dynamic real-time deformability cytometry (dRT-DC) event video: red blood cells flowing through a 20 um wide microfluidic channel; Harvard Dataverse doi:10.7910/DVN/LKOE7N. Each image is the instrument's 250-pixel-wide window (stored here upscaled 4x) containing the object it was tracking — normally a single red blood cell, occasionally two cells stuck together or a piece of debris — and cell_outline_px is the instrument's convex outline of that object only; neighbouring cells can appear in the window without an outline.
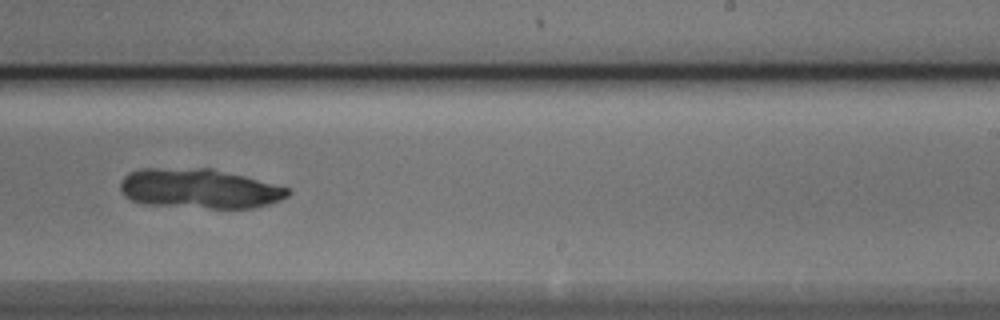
{"species": "Egyptian fruit bat (a non-hibernating species)", "species_latin": "Rousettus aegyptiacus", "temperature_condition": "cold", "stored_images_in_passage": 38, "segment_of_instrument_passage": [2, 2], "camera_frame_rate_fps": 3000, "um_per_image_px": 0.085, "animal": {"sex": "male"}, "frame": {"image": 1, "passage_image": 23, "time_ms": 7.333, "image_size_px": [1000, 320], "cell_outline_px": [[288, 192], [280, 196], [268, 200], [252, 204], [212, 204], [148, 200], [132, 196], [124, 188], [124, 184], [132, 176], [144, 172], [204, 172], [232, 176], [284, 188]], "centroid_in_image_um": [17.0, 16.01], "position_along_channel_um": 272.0, "area_um2": 28.96}}
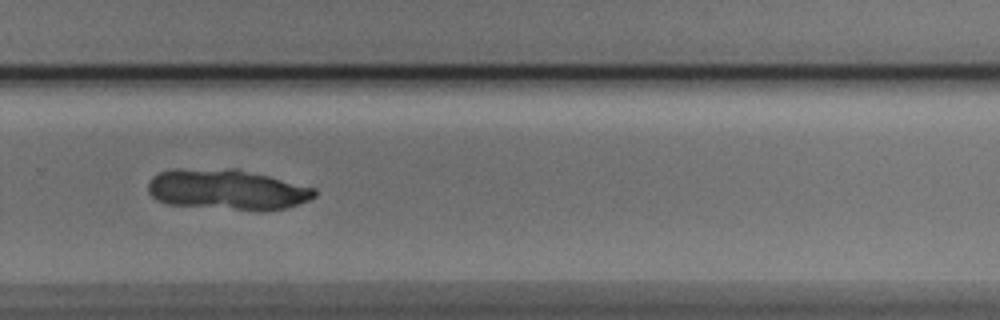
{"frame": {"image": 2, "passage_image": 26, "time_ms": 8.333, "image_size_px": [1000, 320], "cell_outline_px": [[312, 196], [288, 204], [272, 208], [256, 208], [168, 200], [156, 196], [152, 188], [152, 184], [160, 176], [168, 172], [232, 172], [256, 176], [272, 180], [312, 192]], "centroid_in_image_um": [19.27, 16.12], "position_along_channel_um": 310.5, "area_um2": 30.46}}
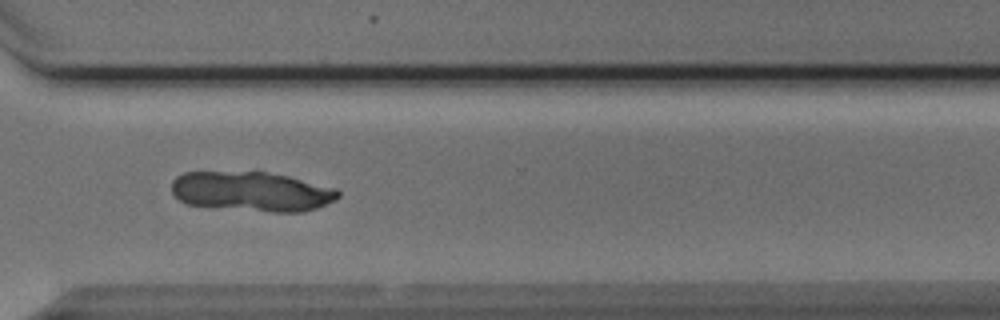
{"frame": {"image": 3, "passage_image": 29, "time_ms": 9.333, "image_size_px": [1000, 320], "cell_outline_px": [[336, 196], [320, 204], [308, 208], [268, 208], [196, 204], [184, 200], [176, 192], [176, 180], [180, 176], [192, 172], [256, 172], [276, 176], [292, 180], [336, 192]], "centroid_in_image_um": [21.18, 16.2], "position_along_channel_um": 349.4, "area_um2": 32.48}}